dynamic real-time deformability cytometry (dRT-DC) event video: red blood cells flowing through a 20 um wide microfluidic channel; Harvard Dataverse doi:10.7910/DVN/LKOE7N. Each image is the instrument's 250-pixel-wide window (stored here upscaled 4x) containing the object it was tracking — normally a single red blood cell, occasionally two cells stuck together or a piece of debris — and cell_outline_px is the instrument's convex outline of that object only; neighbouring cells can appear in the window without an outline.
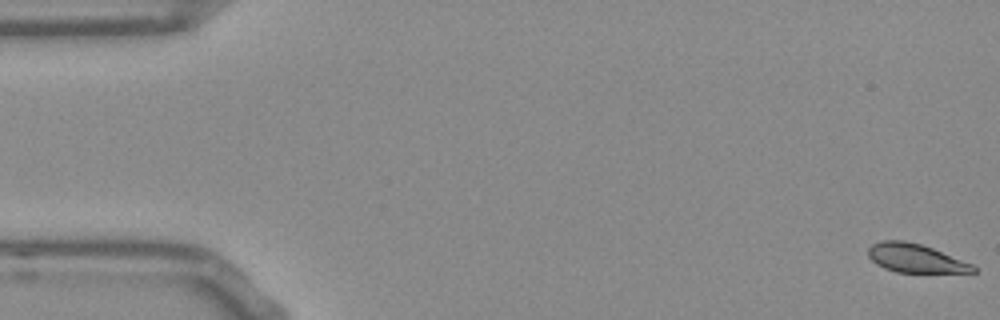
{"species": "Egyptian fruit bat (a non-hibernating species)", "species_latin": "Rousettus aegyptiacus", "temperature_condition": "room temperature", "stored_images_in_passage": 54, "camera_frame_rate_fps": 3000, "um_per_image_px": 0.085, "frame": {"image": 1, "passage_image": 1, "time_ms": 0.0, "image_size_px": [1000, 320], "cell_outline_px": [[976, 272], [896, 272], [884, 268], [876, 264], [868, 256], [868, 248], [872, 244], [884, 240], [904, 240], [920, 244], [932, 248], [972, 264], [976, 268]], "centroid_in_image_um": [77.77, 21.94], "position_along_channel_um": 7.2, "area_um2": 17.28}}
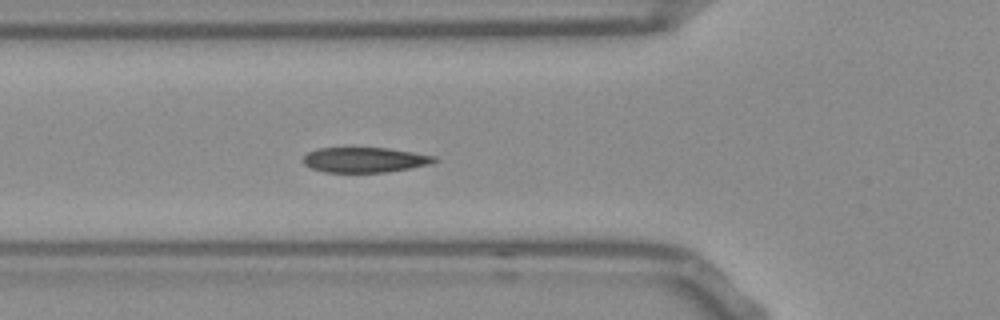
{"frame": {"image": 2, "passage_image": 19, "time_ms": 6.0, "image_size_px": [1000, 320], "cell_outline_px": [[436, 160], [428, 164], [408, 168], [384, 172], [324, 172], [312, 168], [304, 164], [304, 156], [308, 152], [316, 148], [388, 148], [436, 156]], "centroid_in_image_um": [30.96, 13.58], "position_along_channel_um": 94.8, "area_um2": 18.9}}
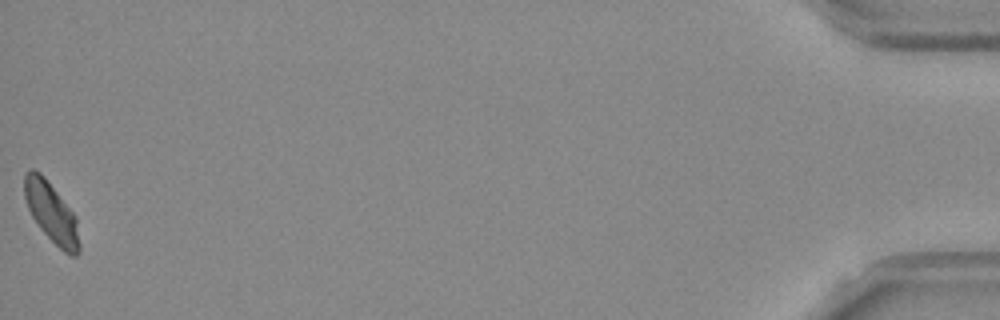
{"frame": {"image": 3, "passage_image": 54, "time_ms": 17.667, "image_size_px": [1000, 320], "cell_outline_px": [[80, 252], [76, 256], [72, 256], [64, 252], [40, 228], [32, 216], [28, 208], [24, 196], [24, 172], [32, 168], [40, 172], [44, 176], [76, 216], [80, 244]], "centroid_in_image_um": [4.37, 18.06], "position_along_channel_um": 430.8, "area_um2": 19.19}, "authors_computed_cell_mechanics": {"area_um2": 19.074, "velocity_mm_per_s": 3.7692, "shape_relaxation_time_tau1_ms": 2.9868, "shape_relaxation_time_tau2_ms": null, "deformation_change_tau1": 0.1121, "deformation_change_tau2": null}}